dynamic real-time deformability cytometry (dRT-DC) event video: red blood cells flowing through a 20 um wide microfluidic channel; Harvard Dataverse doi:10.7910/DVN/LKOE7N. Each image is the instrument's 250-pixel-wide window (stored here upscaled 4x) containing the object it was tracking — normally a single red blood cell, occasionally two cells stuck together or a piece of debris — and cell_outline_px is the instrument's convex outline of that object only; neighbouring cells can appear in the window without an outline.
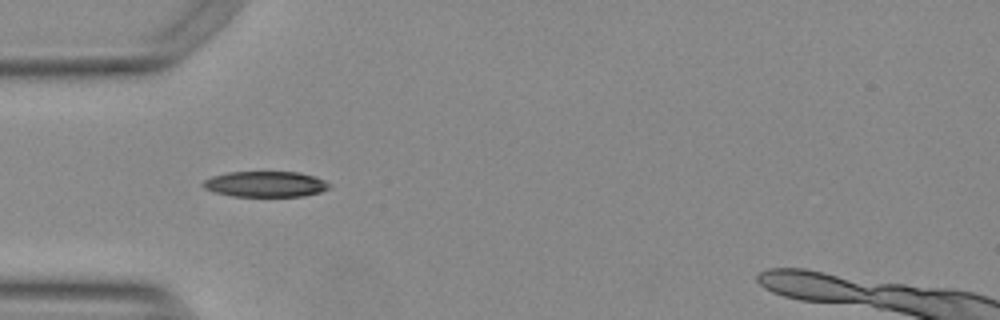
{"species": "Egyptian fruit bat (a non-hibernating species)", "species_latin": "Rousettus aegyptiacus", "temperature_condition": "warm", "stored_images_in_passage": 12, "camera_frame_rate_fps": 3000, "um_per_image_px": 0.085, "animal": {"sex": "female"}, "frame": {"image": 1, "passage_image": 4, "time_ms": 1.0, "image_size_px": [1000, 320], "cell_outline_px": [[332, 184], [328, 188], [320, 192], [300, 196], [232, 196], [216, 192], [204, 188], [200, 184], [204, 180], [212, 176], [228, 172], [300, 172], [324, 180]], "centroid_in_image_um": [22.54, 15.64], "position_along_channel_um": 62.5, "area_um2": 18.79}}